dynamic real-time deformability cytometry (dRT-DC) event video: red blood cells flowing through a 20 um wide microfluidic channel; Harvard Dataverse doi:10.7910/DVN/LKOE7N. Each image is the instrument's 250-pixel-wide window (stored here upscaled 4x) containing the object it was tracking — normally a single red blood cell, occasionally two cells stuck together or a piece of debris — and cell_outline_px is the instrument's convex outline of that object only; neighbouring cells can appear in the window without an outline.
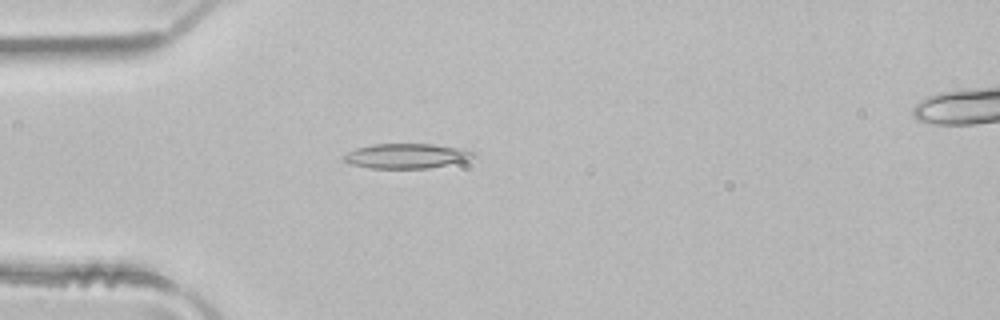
{"species": "common noctule bat (a hibernating species)", "species_latin": "Nyctalus noctula", "temperature_condition": "room temperature", "stored_images_in_passage": 5, "camera_frame_rate_fps": 3000, "um_per_image_px": 0.085, "animal": {"sex": "male", "body_mass_g": 21.5, "forearm_length_mm": 52.0}, "frame": {"image": 1, "passage_image": 4, "time_ms": 1.0, "image_size_px": [1000, 320], "cell_outline_px": [[476, 152], [468, 160], [428, 168], [372, 168], [352, 164], [344, 160], [344, 156], [348, 152], [356, 148], [372, 144], [432, 144], [464, 148]], "centroid_in_image_um": [34.58, 13.24], "position_along_channel_um": 50.4, "area_um2": 18.55}}